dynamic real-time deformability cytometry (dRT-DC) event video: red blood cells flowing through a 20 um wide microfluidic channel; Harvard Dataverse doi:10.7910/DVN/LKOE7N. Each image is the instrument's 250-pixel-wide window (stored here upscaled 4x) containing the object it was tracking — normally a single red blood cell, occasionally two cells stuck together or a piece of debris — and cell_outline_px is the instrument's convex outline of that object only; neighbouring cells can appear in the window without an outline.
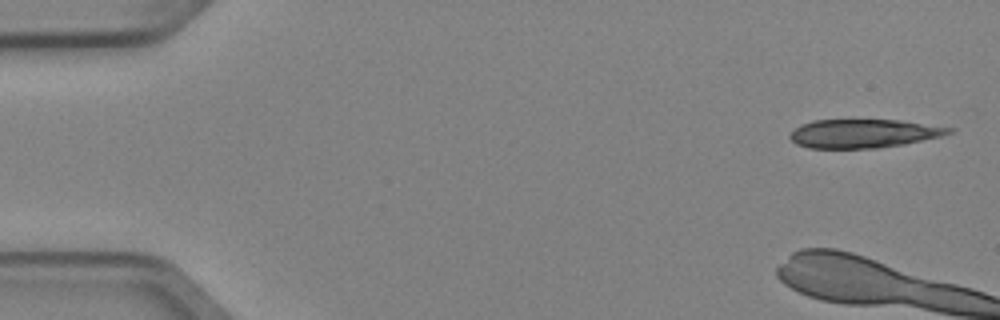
{"species": "Egyptian fruit bat (a non-hibernating species)", "species_latin": "Rousettus aegyptiacus", "temperature_condition": "cold", "stored_images_in_passage": 3, "camera_frame_rate_fps": 3000, "um_per_image_px": 0.085, "animal": {"sex": "female"}, "frame": {"image": 1, "passage_image": 1, "time_ms": 0.0, "image_size_px": [1000, 320], "cell_outline_px": [[956, 128], [952, 132], [940, 136], [904, 144], [876, 148], [808, 148], [796, 144], [788, 136], [800, 124], [812, 120], [900, 120]], "centroid_in_image_um": [73.39, 11.34], "position_along_channel_um": 11.6, "area_um2": 26.47}}